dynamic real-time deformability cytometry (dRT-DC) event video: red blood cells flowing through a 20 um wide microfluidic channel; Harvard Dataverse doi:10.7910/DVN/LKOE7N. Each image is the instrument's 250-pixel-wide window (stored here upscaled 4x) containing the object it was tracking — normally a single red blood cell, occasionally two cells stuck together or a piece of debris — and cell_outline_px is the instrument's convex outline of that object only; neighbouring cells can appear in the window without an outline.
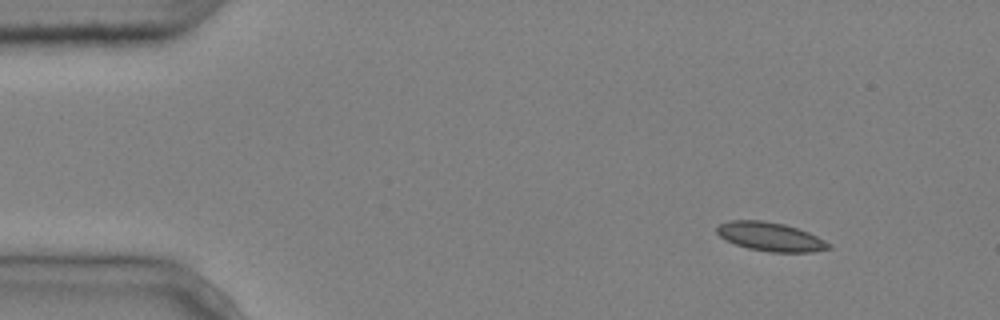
{"species": "common noctule bat (a hibernating species)", "species_latin": "Nyctalus noctula", "temperature_condition": "cold", "stored_images_in_passage": 9, "camera_frame_rate_fps": 3000, "um_per_image_px": 0.085, "animal": {"sex": "male", "body_mass_g": 20.4}, "frame": {"image": 1, "passage_image": 2, "time_ms": 0.333, "image_size_px": [1000, 320], "cell_outline_px": [[832, 248], [812, 252], [768, 252], [748, 248], [736, 244], [720, 236], [716, 232], [716, 228], [720, 224], [728, 220], [760, 220], [784, 224], [808, 232], [832, 244]], "centroid_in_image_um": [65.5, 20.12], "position_along_channel_um": 19.5, "area_um2": 18.67}}
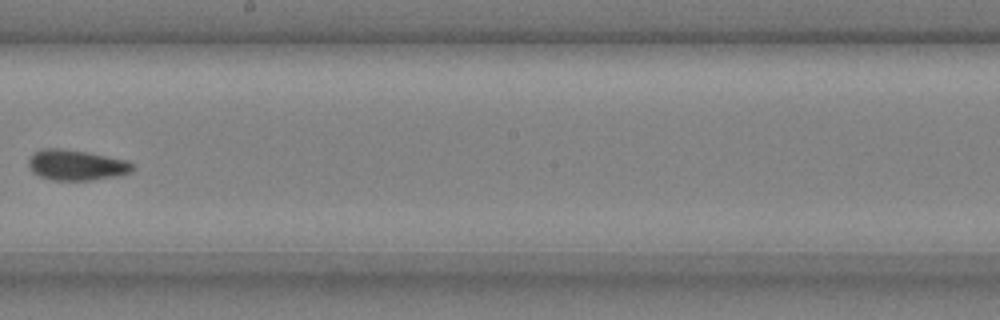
{"frame": {"image": 2, "passage_image": 8, "time_ms": 2.333, "image_size_px": [1000, 320], "cell_outline_px": [[132, 168], [128, 172], [116, 176], [92, 180], [52, 180], [40, 176], [32, 172], [28, 168], [28, 160], [36, 152], [44, 148], [60, 148], [84, 152], [124, 160], [132, 164]], "centroid_in_image_um": [6.41, 14.04], "position_along_channel_um": 241.8, "area_um2": 18.03}}
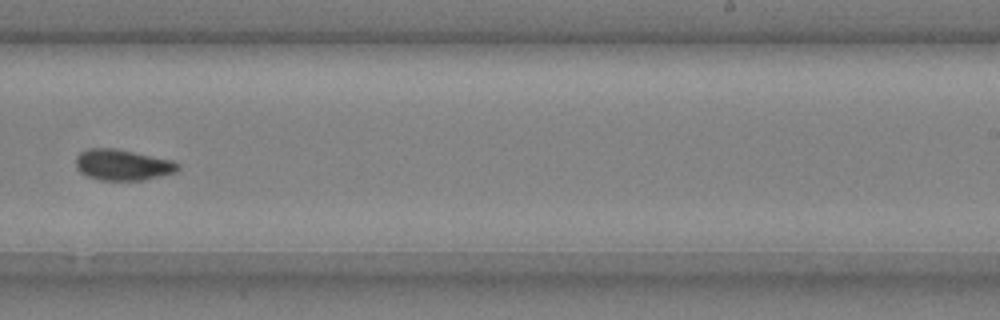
{"frame": {"image": 3, "passage_image": 9, "time_ms": 2.667, "image_size_px": [1000, 320], "cell_outline_px": [[180, 168], [176, 172], [144, 180], [100, 180], [88, 176], [80, 172], [76, 168], [76, 156], [80, 152], [88, 148], [116, 148], [172, 160], [180, 164]], "centroid_in_image_um": [10.42, 14.01], "position_along_channel_um": 278.6, "area_um2": 18.5}}